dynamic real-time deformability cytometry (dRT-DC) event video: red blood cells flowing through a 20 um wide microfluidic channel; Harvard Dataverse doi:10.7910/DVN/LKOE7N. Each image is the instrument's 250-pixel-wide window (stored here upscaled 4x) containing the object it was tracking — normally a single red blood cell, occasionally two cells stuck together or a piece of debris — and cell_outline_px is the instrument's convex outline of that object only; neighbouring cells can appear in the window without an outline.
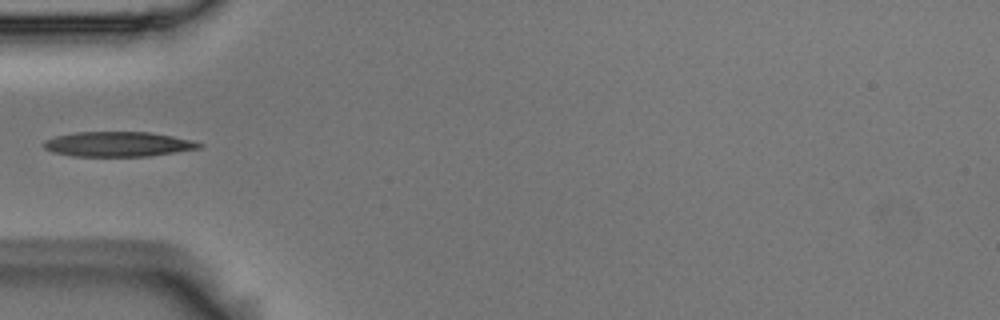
{"species": "Egyptian fruit bat (a non-hibernating species)", "species_latin": "Rousettus aegyptiacus", "temperature_condition": "room temperature", "stored_images_in_passage": 1, "camera_frame_rate_fps": 3000, "um_per_image_px": 0.085, "animal": {"sex": "male"}, "frame": {"image": 1, "passage_image": 1, "time_ms": 0.0, "image_size_px": [1000, 320], "cell_outline_px": [[204, 144], [200, 148], [176, 152], [148, 156], [72, 156], [52, 152], [44, 148], [44, 140], [56, 136], [76, 132], [152, 132], [192, 140]], "centroid_in_image_um": [10.04, 12.25], "position_along_channel_um": 75.0, "area_um2": 22.54}}